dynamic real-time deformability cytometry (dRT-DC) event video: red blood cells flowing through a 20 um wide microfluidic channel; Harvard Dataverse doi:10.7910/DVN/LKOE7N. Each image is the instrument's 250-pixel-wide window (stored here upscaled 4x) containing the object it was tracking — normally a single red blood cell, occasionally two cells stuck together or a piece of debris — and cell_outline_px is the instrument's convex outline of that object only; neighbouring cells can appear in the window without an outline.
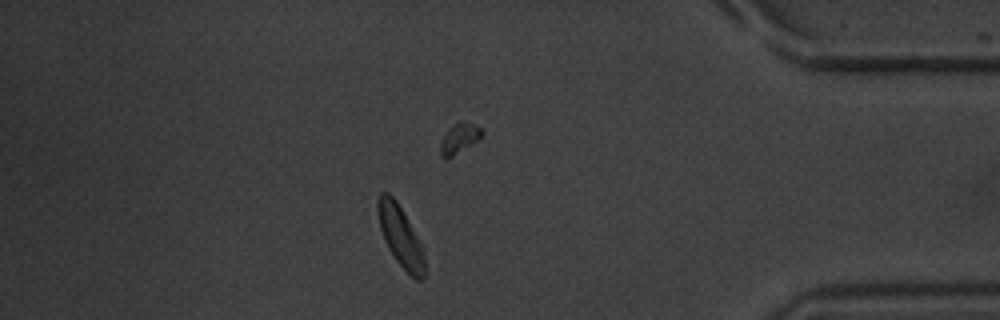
{"species": "common noctule bat (a hibernating species)", "species_latin": "Nyctalus noctula", "temperature_condition": "warm", "stored_images_in_passage": 54, "camera_frame_rate_fps": 3000, "um_per_image_px": 0.085, "animal": {"sex": "male", "body_mass_g": 20.1, "forearm_length_mm": 53.5}, "frame": {"image": 1, "passage_image": 46, "time_ms": 15.0, "image_size_px": [1000, 320], "cell_outline_px": [[424, 280], [416, 280], [396, 260], [388, 248], [384, 240], [380, 228], [376, 208], [376, 200], [380, 192], [388, 192], [396, 200], [420, 240], [424, 256]], "centroid_in_image_um": [34.01, 20.04], "position_along_channel_um": 401.2, "area_um2": 16.59}, "authors_computed_cell_mechanics": {"area_um2": 17.8313, "velocity_mm_per_s": 3.8009, "shape_relaxation_time_tau1_ms": 2.4419, "shape_relaxation_time_tau2_ms": 7.936, "deformation_change_tau1": 0.1065, "deformation_change_tau2": 0.1425}}